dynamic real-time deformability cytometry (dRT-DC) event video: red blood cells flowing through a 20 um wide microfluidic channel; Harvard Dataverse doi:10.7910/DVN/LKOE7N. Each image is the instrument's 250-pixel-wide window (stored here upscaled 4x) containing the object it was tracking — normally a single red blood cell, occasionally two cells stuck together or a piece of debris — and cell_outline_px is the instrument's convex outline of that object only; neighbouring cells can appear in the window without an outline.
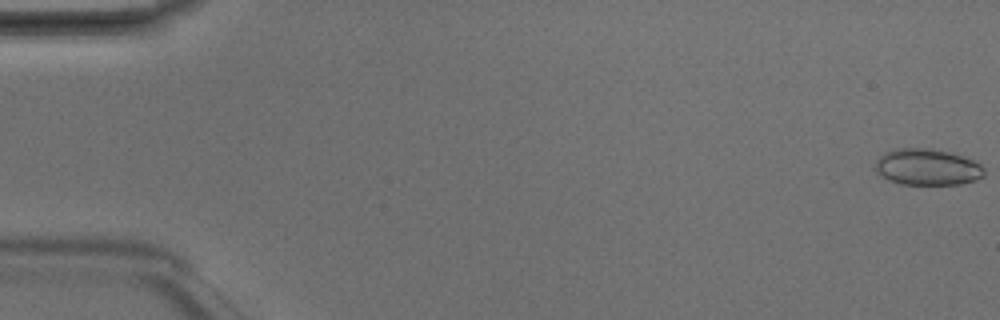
{"species": "Egyptian fruit bat (a non-hibernating species)", "species_latin": "Rousettus aegyptiacus", "temperature_condition": "room temperature", "stored_images_in_passage": 4, "camera_frame_rate_fps": 3000, "um_per_image_px": 0.085, "animal": {"sex": "male"}, "frame": {"image": 1, "passage_image": 1, "time_ms": 0.0, "image_size_px": [1000, 320], "cell_outline_px": [[984, 176], [976, 180], [960, 184], [900, 184], [888, 180], [876, 172], [872, 168], [876, 160], [884, 152], [896, 148], [928, 148], [952, 152], [976, 160], [984, 168]], "centroid_in_image_um": [78.81, 14.19], "position_along_channel_um": 6.2, "area_um2": 23.52}}
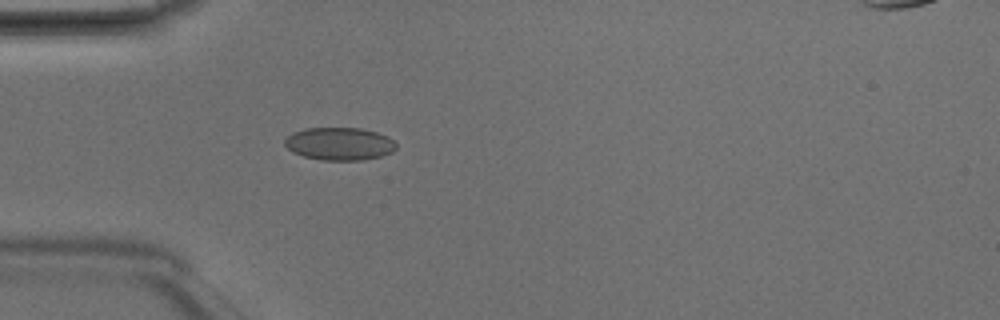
{"frame": {"image": 2, "passage_image": 4, "time_ms": 1.0, "image_size_px": [1000, 320], "cell_outline_px": [[396, 148], [392, 152], [380, 156], [360, 160], [324, 160], [304, 156], [292, 152], [284, 144], [284, 140], [292, 132], [304, 128], [360, 128], [376, 132], [388, 136], [396, 144]], "centroid_in_image_um": [28.84, 12.21], "position_along_channel_um": 56.2, "area_um2": 21.21}}